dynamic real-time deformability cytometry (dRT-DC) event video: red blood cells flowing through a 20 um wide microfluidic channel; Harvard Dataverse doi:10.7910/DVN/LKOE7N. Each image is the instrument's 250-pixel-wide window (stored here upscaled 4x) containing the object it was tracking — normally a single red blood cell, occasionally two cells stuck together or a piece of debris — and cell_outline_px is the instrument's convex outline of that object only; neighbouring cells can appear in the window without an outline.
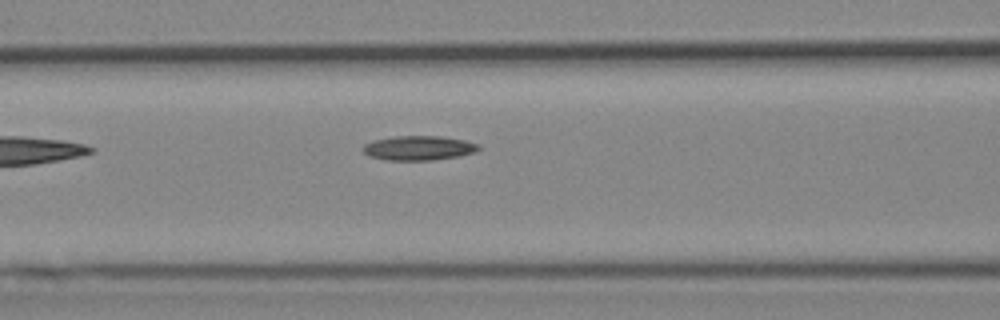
{"species": "Egyptian fruit bat (a non-hibernating species)", "species_latin": "Rousettus aegyptiacus", "temperature_condition": "cold", "stored_images_in_passage": 6, "camera_frame_rate_fps": 3000, "um_per_image_px": 0.085, "animal": {"sex": "female"}, "frame": {"image": 1, "passage_image": 6, "time_ms": 6.667, "image_size_px": [1000, 320], "cell_outline_px": [[480, 148], [476, 152], [460, 156], [432, 160], [384, 160], [368, 156], [360, 148], [364, 144], [372, 140], [396, 136], [440, 136], [464, 140], [480, 144]], "centroid_in_image_um": [35.57, 12.58], "position_along_channel_um": 131.0, "area_um2": 16.7}}